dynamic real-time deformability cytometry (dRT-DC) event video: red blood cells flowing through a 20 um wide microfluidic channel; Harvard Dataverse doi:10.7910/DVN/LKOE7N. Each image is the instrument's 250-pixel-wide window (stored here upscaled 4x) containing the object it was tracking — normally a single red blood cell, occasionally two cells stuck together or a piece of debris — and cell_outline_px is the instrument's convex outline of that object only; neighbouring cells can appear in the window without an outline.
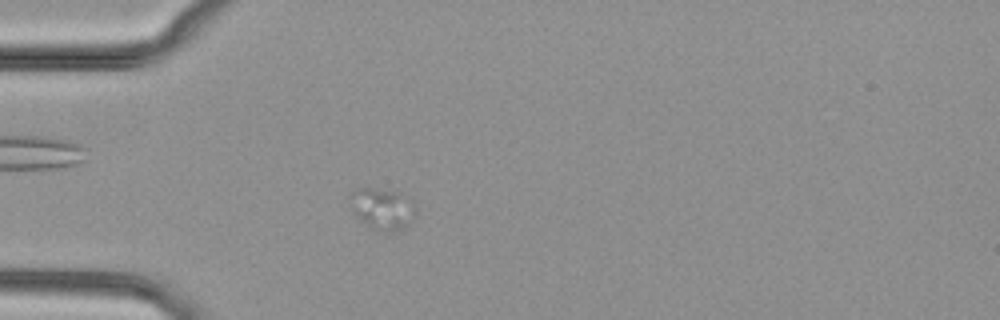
{"species": "common noctule bat (a hibernating species)", "species_latin": "Nyctalus noctula", "temperature_condition": "cold", "stored_images_in_passage": 18, "camera_frame_rate_fps": 3000, "um_per_image_px": 0.085, "animal": {"sex": "female", "body_mass_g": 29.2, "forearm_length_mm": 56.3}, "frame": {"image": 1, "passage_image": 6, "time_ms": 1.667, "image_size_px": [1000, 320], "cell_outline_px": [[416, 216], [408, 224], [392, 232], [380, 232], [372, 228], [360, 220], [352, 212], [352, 192], [356, 188], [368, 188], [400, 192], [416, 208]], "centroid_in_image_um": [32.51, 17.76], "position_along_channel_um": 52.5, "area_um2": 15.55}}
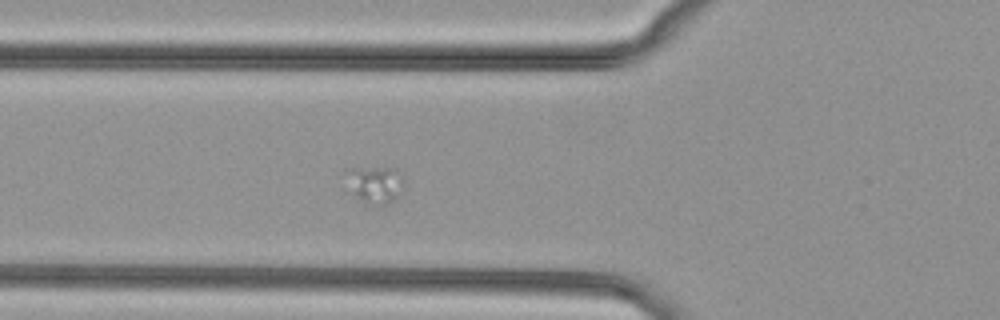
{"frame": {"image": 2, "passage_image": 10, "time_ms": 3.0, "image_size_px": [1000, 320], "cell_outline_px": [[404, 184], [396, 200], [388, 204], [368, 204], [356, 192], [344, 172], [344, 168], [392, 168]], "centroid_in_image_um": [31.91, 15.66], "position_along_channel_um": 93.9, "area_um2": 11.68}}